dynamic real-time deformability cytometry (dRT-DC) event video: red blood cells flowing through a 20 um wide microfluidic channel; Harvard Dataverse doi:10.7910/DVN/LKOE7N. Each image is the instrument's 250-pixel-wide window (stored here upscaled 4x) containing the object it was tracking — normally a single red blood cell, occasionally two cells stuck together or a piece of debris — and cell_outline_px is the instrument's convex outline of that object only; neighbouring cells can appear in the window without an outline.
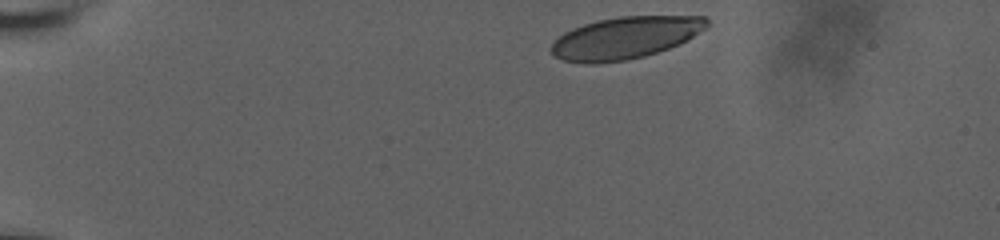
{"species": "human", "species_latin": "Homo sapiens", "temperature_condition": "room temperature", "stored_images_in_passage": 19, "camera_frame_rate_fps": 3000, "um_per_image_px": 0.085, "donor": {"sex": "male"}, "frame": {"image": 1, "passage_image": 1, "time_ms": 0.0, "image_size_px": [1000, 240], "cell_outline_px": [[708, 24], [704, 28], [680, 44], [644, 56], [628, 60], [596, 64], [588, 64], [564, 60], [552, 56], [552, 40], [564, 32], [572, 28], [584, 24], [600, 20], [620, 16], [704, 16], [708, 20]], "centroid_in_image_um": [53.09, 3.22], "position_along_channel_um": 31.9, "area_um2": 38.03}}
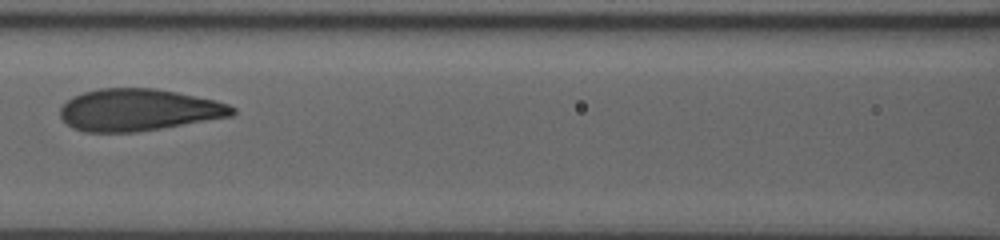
{"frame": {"image": 2, "passage_image": 14, "time_ms": 5.667, "image_size_px": [1000, 240], "cell_outline_px": [[236, 112], [232, 116], [136, 132], [84, 132], [72, 128], [60, 116], [60, 108], [72, 96], [84, 92], [100, 88], [156, 88], [216, 100], [228, 104], [236, 108]], "centroid_in_image_um": [11.77, 9.34], "position_along_channel_um": 154.8, "area_um2": 42.02}}
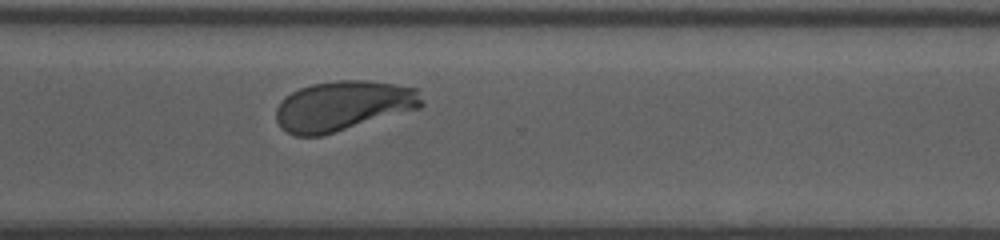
{"frame": {"image": 3, "passage_image": 19, "time_ms": 10.667, "image_size_px": [1000, 240], "cell_outline_px": [[424, 104], [420, 108], [320, 136], [296, 136], [280, 128], [276, 120], [276, 108], [280, 100], [284, 96], [300, 88], [312, 84], [336, 80], [364, 80], [420, 88], [424, 100]], "centroid_in_image_um": [29.17, 8.99], "position_along_channel_um": 341.4, "area_um2": 42.6}}